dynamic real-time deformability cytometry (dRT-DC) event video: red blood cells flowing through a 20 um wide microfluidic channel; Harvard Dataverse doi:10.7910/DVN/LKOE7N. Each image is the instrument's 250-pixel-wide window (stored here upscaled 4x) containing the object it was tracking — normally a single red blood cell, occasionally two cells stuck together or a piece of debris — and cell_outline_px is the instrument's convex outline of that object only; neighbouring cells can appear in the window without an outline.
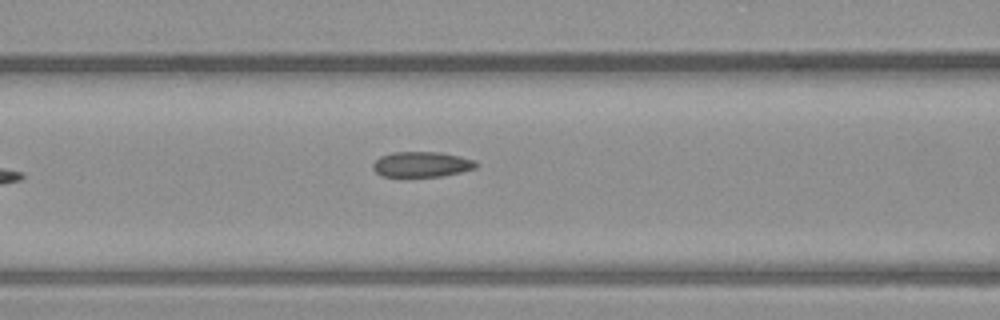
{"species": "common noctule bat (a hibernating species)", "species_latin": "Nyctalus noctula", "temperature_condition": "warm", "stored_images_in_passage": 7, "camera_frame_rate_fps": 3000, "um_per_image_px": 0.085, "animal": {"sex": "male", "body_mass_g": 23.1, "forearm_length_mm": 52.7}, "frame": {"image": 1, "passage_image": 7, "time_ms": 2.0, "image_size_px": [1000, 320], "cell_outline_px": [[480, 164], [476, 168], [444, 176], [380, 176], [372, 168], [372, 164], [380, 156], [392, 152], [440, 152], [460, 156], [476, 160]], "centroid_in_image_um": [35.87, 13.96], "position_along_channel_um": 130.7, "area_um2": 15.37}}